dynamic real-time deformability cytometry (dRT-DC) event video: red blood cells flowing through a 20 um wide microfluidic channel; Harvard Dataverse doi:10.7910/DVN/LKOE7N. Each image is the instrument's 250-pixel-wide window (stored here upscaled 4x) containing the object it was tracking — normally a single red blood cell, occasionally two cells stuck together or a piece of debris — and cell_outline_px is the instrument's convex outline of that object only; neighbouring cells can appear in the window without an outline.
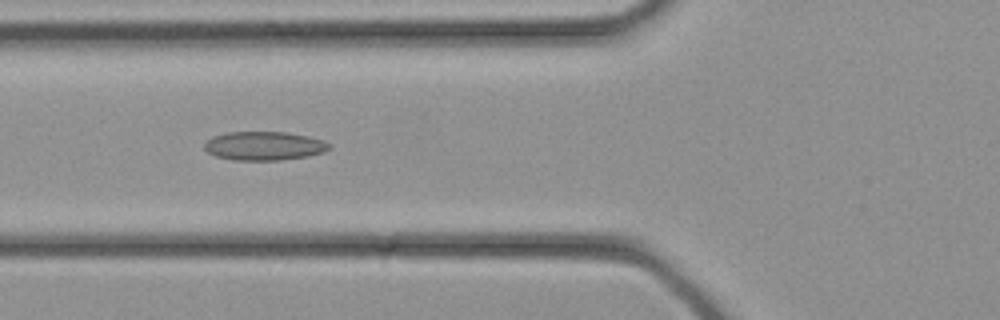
{"species": "common noctule bat (a hibernating species)", "species_latin": "Nyctalus noctula", "temperature_condition": "cold", "stored_images_in_passage": 33, "camera_frame_rate_fps": 3000, "um_per_image_px": 0.085, "animal": {"sex": "female", "body_mass_g": 21.9}, "frame": {"image": 1, "passage_image": 12, "time_ms": 3.667, "image_size_px": [1000, 320], "cell_outline_px": [[332, 148], [324, 152], [308, 156], [280, 160], [232, 160], [216, 156], [208, 152], [204, 148], [204, 144], [212, 136], [228, 132], [288, 132], [308, 136], [324, 140], [332, 144]], "centroid_in_image_um": [22.49, 12.4], "position_along_channel_um": 103.3, "area_um2": 21.1}}
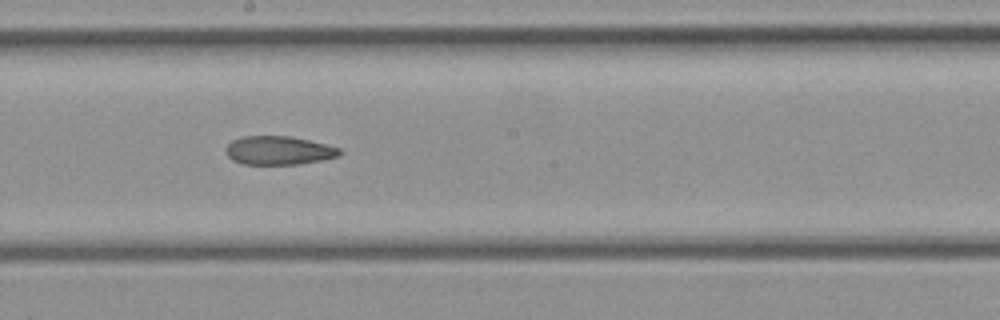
{"frame": {"image": 2, "passage_image": 18, "time_ms": 5.667, "image_size_px": [1000, 320], "cell_outline_px": [[344, 152], [340, 156], [320, 160], [296, 164], [244, 164], [232, 160], [224, 152], [224, 148], [232, 140], [244, 136], [288, 136], [308, 140], [340, 148]], "centroid_in_image_um": [23.67, 12.79], "position_along_channel_um": 224.5, "area_um2": 18.96}}
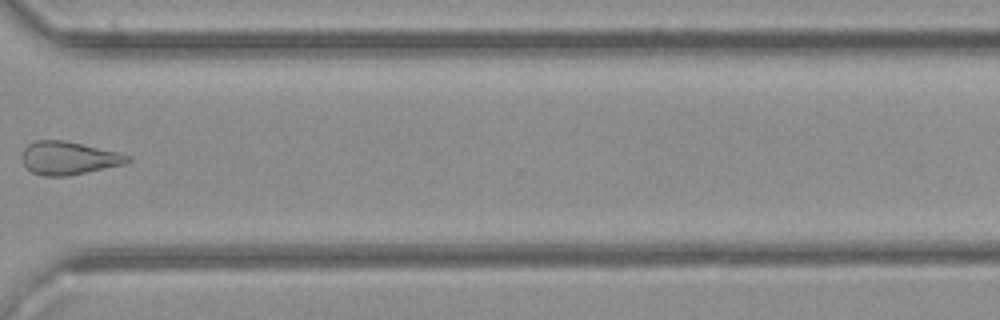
{"frame": {"image": 3, "passage_image": 25, "time_ms": 8.0, "image_size_px": [1000, 320], "cell_outline_px": [[132, 160], [124, 164], [68, 176], [44, 176], [32, 172], [24, 164], [20, 156], [24, 148], [28, 144], [36, 140], [64, 140], [120, 152], [132, 156]], "centroid_in_image_um": [5.84, 13.43], "position_along_channel_um": 364.8, "area_um2": 20.52}}